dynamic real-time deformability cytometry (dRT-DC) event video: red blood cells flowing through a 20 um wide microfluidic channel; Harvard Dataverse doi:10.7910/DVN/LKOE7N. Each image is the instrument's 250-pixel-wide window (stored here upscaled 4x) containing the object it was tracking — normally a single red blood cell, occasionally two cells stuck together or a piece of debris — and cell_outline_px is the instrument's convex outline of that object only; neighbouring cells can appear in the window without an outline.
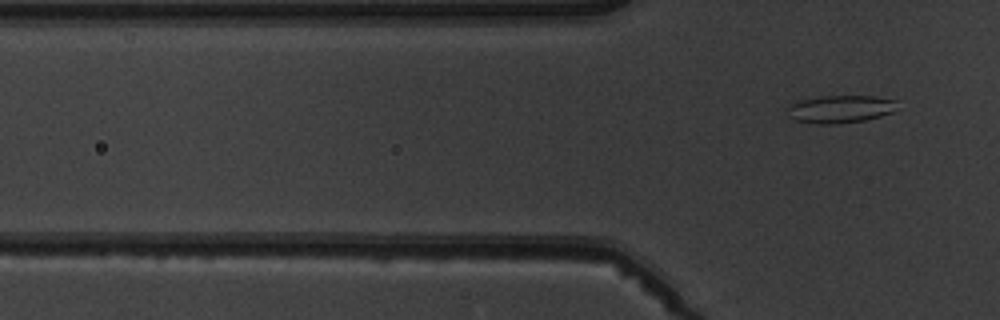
{"species": "common noctule bat (a hibernating species)", "species_latin": "Nyctalus noctula", "temperature_condition": "warm", "stored_images_in_passage": 7, "segment_of_instrument_passage": [2, 2], "camera_frame_rate_fps": 3000, "um_per_image_px": 0.085, "animal": {"sex": "male", "body_mass_g": 19.5, "forearm_length_mm": 54.6}, "frame": {"image": 1, "passage_image": 7, "time_ms": 7.333, "image_size_px": [1000, 320], "cell_outline_px": [[896, 100], [892, 112], [880, 116], [864, 120], [836, 124], [816, 124], [792, 120], [788, 116], [784, 108], [792, 104], [804, 100], [824, 96], [872, 96]], "centroid_in_image_um": [71.34, 9.29], "position_along_channel_um": 54.5, "area_um2": 17.57}}